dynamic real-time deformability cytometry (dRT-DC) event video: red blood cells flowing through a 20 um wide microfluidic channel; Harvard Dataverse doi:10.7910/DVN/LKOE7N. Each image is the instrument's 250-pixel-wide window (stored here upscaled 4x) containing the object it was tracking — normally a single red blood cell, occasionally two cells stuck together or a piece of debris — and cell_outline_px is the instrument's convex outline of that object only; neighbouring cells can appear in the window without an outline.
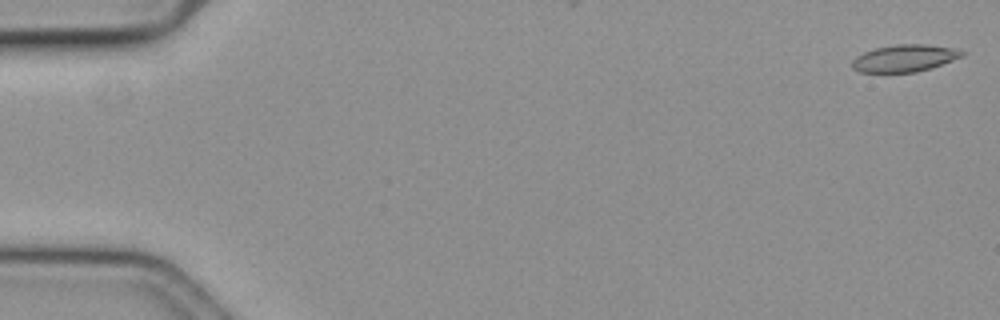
{"species": "common noctule bat (a hibernating species)", "species_latin": "Nyctalus noctula", "temperature_condition": "cold", "stored_images_in_passage": 8, "camera_frame_rate_fps": 3000, "um_per_image_px": 0.085, "animal": {"sex": "female", "body_mass_g": 19.3, "forearm_length_mm": 54.1}, "frame": {"image": 1, "passage_image": 1, "time_ms": 0.0, "image_size_px": [1000, 320], "cell_outline_px": [[968, 52], [964, 56], [932, 68], [916, 72], [860, 72], [852, 68], [852, 60], [856, 56], [864, 52], [876, 48], [896, 44], [924, 44], [952, 48]], "centroid_in_image_um": [76.91, 4.95], "position_along_channel_um": 8.1, "area_um2": 17.4}}